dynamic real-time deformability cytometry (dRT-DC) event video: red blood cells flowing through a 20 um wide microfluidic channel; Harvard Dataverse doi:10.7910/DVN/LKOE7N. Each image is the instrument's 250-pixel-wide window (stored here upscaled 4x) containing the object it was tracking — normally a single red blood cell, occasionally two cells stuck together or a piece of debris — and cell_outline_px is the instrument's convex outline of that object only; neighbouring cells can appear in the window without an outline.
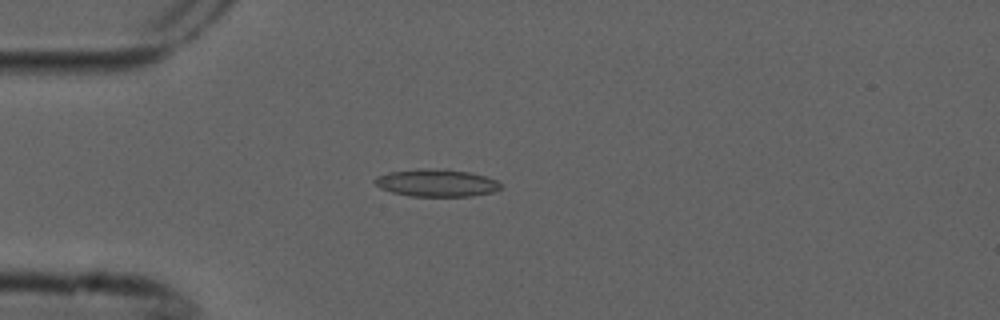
{"species": "common noctule bat (a hibernating species)", "species_latin": "Nyctalus noctula", "temperature_condition": "cold", "stored_images_in_passage": 2, "camera_frame_rate_fps": 3000, "um_per_image_px": 0.085, "animal": {"sex": "male", "forearm_length_mm": 52.5}, "frame": {"image": 1, "passage_image": 2, "time_ms": 0.333, "image_size_px": [1000, 320], "cell_outline_px": [[500, 188], [492, 192], [472, 196], [412, 196], [392, 192], [380, 188], [372, 180], [376, 176], [388, 172], [424, 168], [448, 168], [472, 172], [496, 180], [500, 184]], "centroid_in_image_um": [37.08, 15.53], "position_along_channel_um": 47.9, "area_um2": 20.29}}